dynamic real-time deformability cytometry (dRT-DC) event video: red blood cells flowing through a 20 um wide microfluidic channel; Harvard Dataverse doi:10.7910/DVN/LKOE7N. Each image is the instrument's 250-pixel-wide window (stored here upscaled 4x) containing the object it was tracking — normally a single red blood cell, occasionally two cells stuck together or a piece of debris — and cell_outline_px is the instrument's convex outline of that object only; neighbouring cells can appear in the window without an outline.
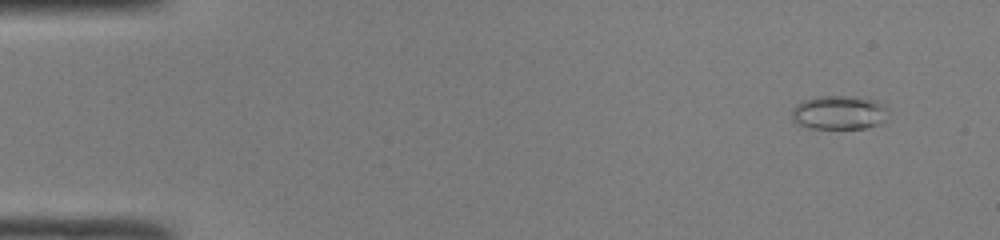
{"species": "common noctule bat (a hibernating species)", "species_latin": "Nyctalus noctula", "temperature_condition": "room temperature", "stored_images_in_passage": 49, "camera_frame_rate_fps": 3000, "um_per_image_px": 0.085, "animal": {"sex": "male", "body_mass_g": 19.0, "forearm_length_mm": 50.8}, "frame": {"image": 1, "passage_image": 4, "time_ms": 1.0, "image_size_px": [1000, 240], "cell_outline_px": [[888, 108], [884, 120], [868, 128], [808, 128], [796, 124], [792, 120], [792, 108], [796, 104], [804, 100], [816, 96], [856, 96], [876, 100], [888, 104]], "centroid_in_image_um": [71.31, 9.55], "position_along_channel_um": 13.7, "area_um2": 19.36}}
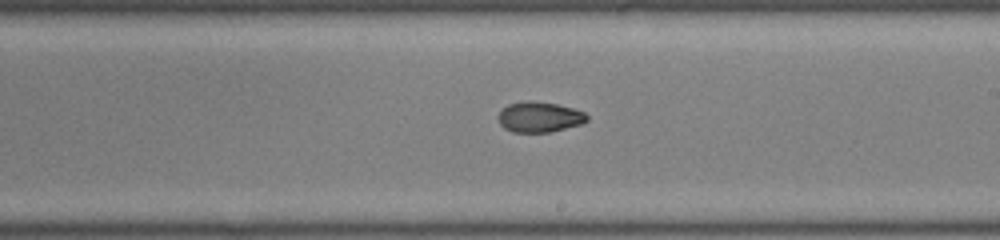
{"frame": {"image": 2, "passage_image": 29, "time_ms": 9.333, "image_size_px": [1000, 240], "cell_outline_px": [[588, 120], [580, 124], [552, 132], [512, 132], [504, 128], [500, 124], [496, 116], [508, 104], [556, 104], [572, 108], [584, 112], [588, 116]], "centroid_in_image_um": [45.86, 10.01], "position_along_channel_um": 243.1, "area_um2": 15.03}}
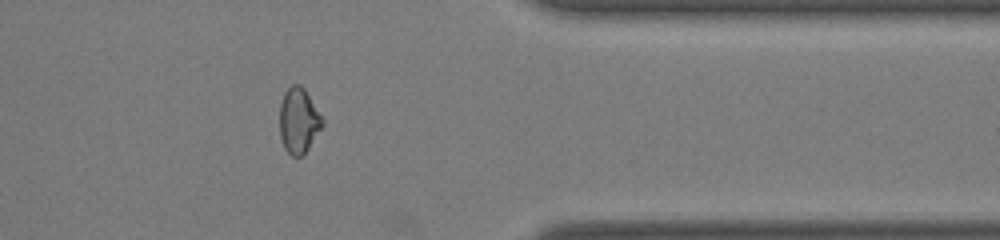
{"frame": {"image": 3, "passage_image": 40, "time_ms": 13.0, "image_size_px": [1000, 240], "cell_outline_px": [[324, 124], [308, 148], [300, 156], [292, 156], [284, 148], [280, 136], [280, 104], [284, 92], [292, 84], [300, 84], [304, 88], [324, 120]], "centroid_in_image_um": [25.38, 10.23], "position_along_channel_um": 386.0, "area_um2": 16.13}, "authors_computed_cell_mechanics": {"area_um2": 16.8776, "velocity_mm_per_s": 4.2386, "shape_relaxation_time_tau1_ms": null, "shape_relaxation_time_tau2_ms": 3.5395, "deformation_change_tau1": null, "deformation_change_tau2": 0.0748}}